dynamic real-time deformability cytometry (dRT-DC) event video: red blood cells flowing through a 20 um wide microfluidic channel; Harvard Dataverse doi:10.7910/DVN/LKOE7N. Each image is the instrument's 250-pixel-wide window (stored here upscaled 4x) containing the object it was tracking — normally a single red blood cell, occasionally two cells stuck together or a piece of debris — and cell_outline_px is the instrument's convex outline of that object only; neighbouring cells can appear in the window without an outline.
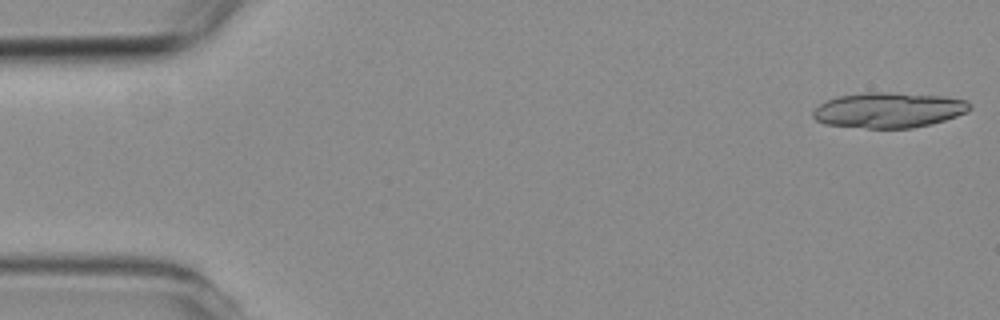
{"species": "common noctule bat (a hibernating species)", "species_latin": "Nyctalus noctula", "temperature_condition": "room temperature", "stored_images_in_passage": 4, "camera_frame_rate_fps": 3000, "um_per_image_px": 0.085, "animal": {"sex": "female", "body_mass_g": 19.3, "forearm_length_mm": 54.1}, "frame": {"image": 1, "passage_image": 1, "time_ms": 0.0, "image_size_px": [1000, 320], "cell_outline_px": [[972, 108], [968, 112], [932, 124], [912, 128], [868, 128], [824, 124], [816, 120], [812, 116], [812, 112], [820, 104], [836, 96], [864, 92], [884, 92], [940, 96], [968, 100], [972, 104]], "centroid_in_image_um": [75.55, 9.36], "position_along_channel_um": 9.4, "area_um2": 32.37}}